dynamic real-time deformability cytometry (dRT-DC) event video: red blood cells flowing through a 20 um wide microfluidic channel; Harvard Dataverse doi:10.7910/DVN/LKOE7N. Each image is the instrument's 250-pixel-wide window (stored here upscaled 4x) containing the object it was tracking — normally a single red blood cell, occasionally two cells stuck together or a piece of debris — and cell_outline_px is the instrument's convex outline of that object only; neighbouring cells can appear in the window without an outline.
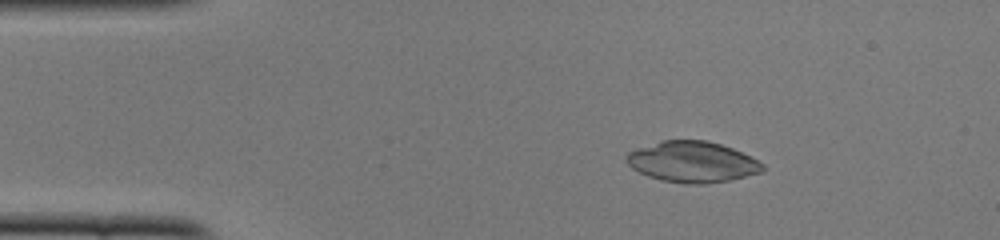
{"species": "common noctule bat (a hibernating species)", "species_latin": "Nyctalus noctula", "temperature_condition": "cold", "stored_images_in_passage": 47, "camera_frame_rate_fps": 3000, "um_per_image_px": 0.085, "animal": {"sex": "female", "body_mass_g": 22.0, "forearm_length_mm": 56.7}, "frame": {"image": 1, "passage_image": 4, "time_ms": 1.0, "image_size_px": [1000, 240], "cell_outline_px": [[764, 168], [760, 172], [728, 180], [704, 184], [684, 184], [664, 180], [648, 176], [632, 168], [628, 164], [624, 156], [628, 152], [636, 148], [664, 140], [708, 140], [732, 148], [764, 164]], "centroid_in_image_um": [58.8, 13.75], "position_along_channel_um": 26.2, "area_um2": 32.14}}